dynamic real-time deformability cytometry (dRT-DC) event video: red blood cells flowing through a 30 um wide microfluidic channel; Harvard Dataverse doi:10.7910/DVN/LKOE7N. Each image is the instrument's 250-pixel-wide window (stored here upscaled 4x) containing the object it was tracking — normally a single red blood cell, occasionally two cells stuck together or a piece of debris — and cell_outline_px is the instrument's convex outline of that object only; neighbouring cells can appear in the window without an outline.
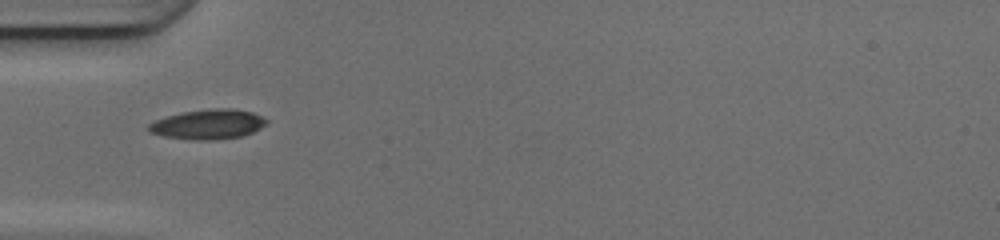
{"species": "common noctule bat (a hibernating species)", "species_latin": "Nyctalus noctula", "temperature_condition": "cold", "stored_images_in_passage": 34, "camera_frame_rate_fps": 3000, "um_per_image_px": 0.085, "animal": {"sex": "female", "body_mass_g": 17.0, "forearm_length_mm": 48.0}, "frame": {"image": 1, "passage_image": 1, "time_ms": 0.0, "image_size_px": [1000, 240], "cell_outline_px": [[268, 124], [252, 132], [240, 136], [208, 140], [196, 140], [164, 136], [148, 132], [148, 124], [156, 120], [168, 116], [184, 112], [208, 108], [232, 108], [252, 112], [268, 120]], "centroid_in_image_um": [17.69, 10.55], "position_along_channel_um": 67.3, "area_um2": 20.29}}
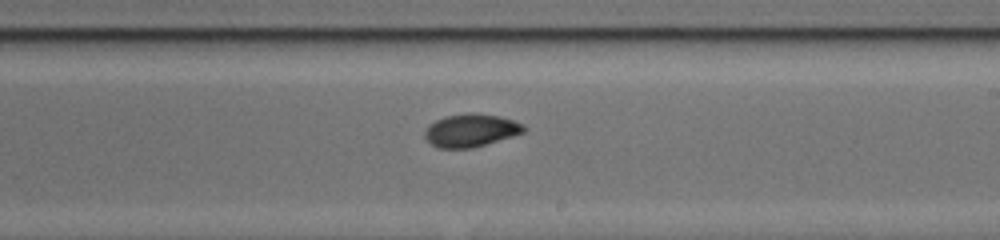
{"frame": {"image": 2, "passage_image": 14, "time_ms": 4.333, "image_size_px": [1000, 240], "cell_outline_px": [[528, 128], [524, 132], [512, 136], [472, 148], [436, 148], [424, 136], [424, 132], [428, 124], [444, 116], [468, 112], [500, 116], [524, 124]], "centroid_in_image_um": [40.01, 11.07], "position_along_channel_um": 249.0, "area_um2": 19.07}}
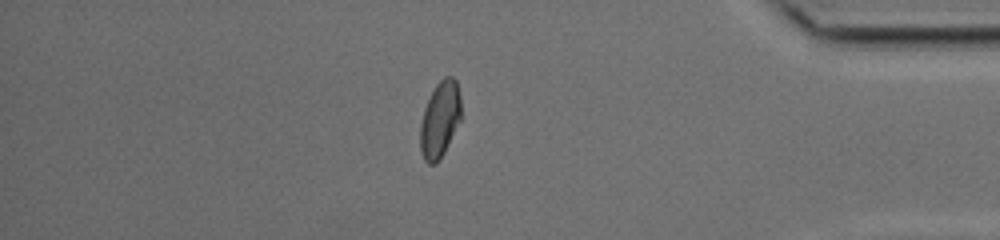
{"frame": {"image": 3, "passage_image": 27, "time_ms": 8.667, "image_size_px": [1000, 240], "cell_outline_px": [[460, 120], [440, 160], [436, 164], [428, 164], [424, 160], [420, 152], [420, 124], [424, 108], [436, 84], [444, 76], [452, 76], [456, 80], [460, 96]], "centroid_in_image_um": [37.37, 10.17], "position_along_channel_um": 397.8, "area_um2": 18.09}, "authors_computed_cell_mechanics": {"area_um2": 18.496, "velocity_mm_per_s": 4.1933, "shape_relaxation_time_tau1_ms": 3.9656, "shape_relaxation_time_tau2_ms": 1.6444, "deformation_change_tau1": 0.1328, "deformation_change_tau2": 0.0444}}